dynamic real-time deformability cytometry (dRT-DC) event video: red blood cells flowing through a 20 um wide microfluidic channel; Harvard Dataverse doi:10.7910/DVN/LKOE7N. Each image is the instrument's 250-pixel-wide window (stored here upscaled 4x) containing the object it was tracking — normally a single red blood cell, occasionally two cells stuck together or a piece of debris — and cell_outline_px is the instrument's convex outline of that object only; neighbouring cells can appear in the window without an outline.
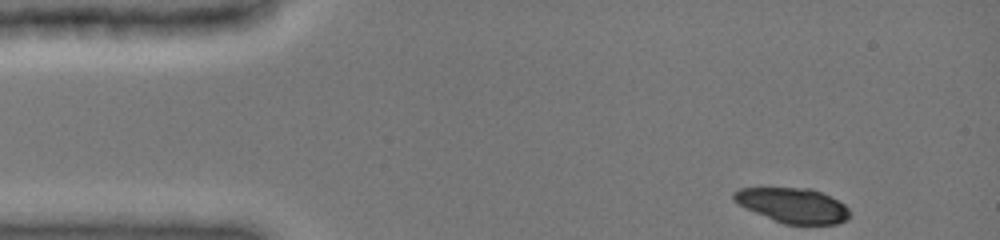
{"species": "common noctule bat (a hibernating species)", "species_latin": "Nyctalus noctula", "temperature_condition": "cold", "stored_images_in_passage": 40, "camera_frame_rate_fps": 3000, "um_per_image_px": 0.085, "animal": {"sex": "female", "body_mass_g": 19.0, "forearm_length_mm": 51.5}, "frame": {"image": 1, "passage_image": 1, "time_ms": 0.0, "image_size_px": [1000, 240], "cell_outline_px": [[848, 220], [836, 224], [784, 224], [756, 212], [732, 200], [732, 192], [740, 188], [812, 188], [844, 204], [848, 208]], "centroid_in_image_um": [67.39, 17.45], "position_along_channel_um": 17.6, "area_um2": 23.18}}
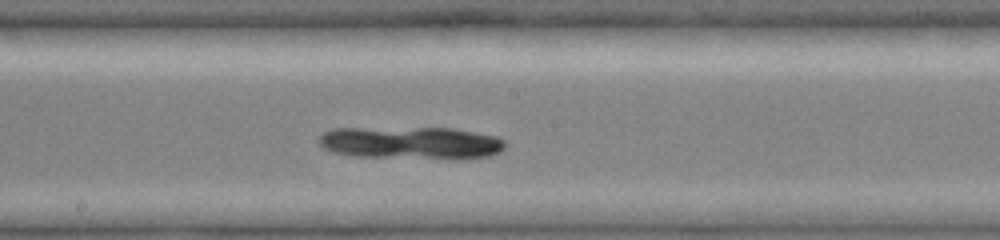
{"frame": {"image": 2, "passage_image": 22, "time_ms": 7.0, "image_size_px": [1000, 240], "cell_outline_px": [[504, 148], [500, 152], [488, 156], [352, 156], [332, 152], [324, 148], [316, 140], [324, 132], [332, 128], [452, 128], [496, 136], [504, 140]], "centroid_in_image_um": [34.82, 12.09], "position_along_channel_um": 213.4, "area_um2": 33.93}}
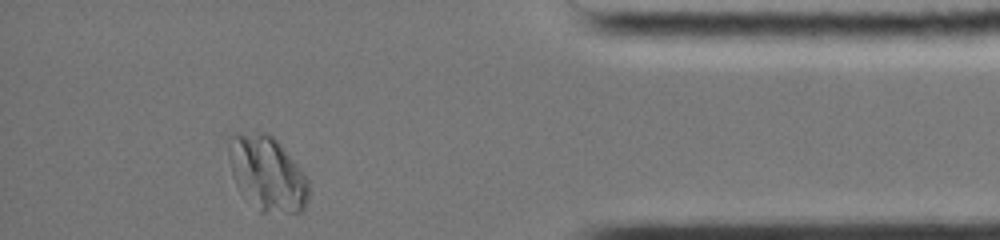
{"frame": {"image": 3, "passage_image": 39, "time_ms": 12.667, "image_size_px": [1000, 240], "cell_outline_px": [[308, 200], [304, 208], [300, 212], [260, 212], [244, 200], [232, 176], [228, 156], [228, 132], [268, 132], [280, 144], [300, 168], [308, 180]], "centroid_in_image_um": [22.64, 14.73], "position_along_channel_um": 412.6, "area_um2": 35.43}}